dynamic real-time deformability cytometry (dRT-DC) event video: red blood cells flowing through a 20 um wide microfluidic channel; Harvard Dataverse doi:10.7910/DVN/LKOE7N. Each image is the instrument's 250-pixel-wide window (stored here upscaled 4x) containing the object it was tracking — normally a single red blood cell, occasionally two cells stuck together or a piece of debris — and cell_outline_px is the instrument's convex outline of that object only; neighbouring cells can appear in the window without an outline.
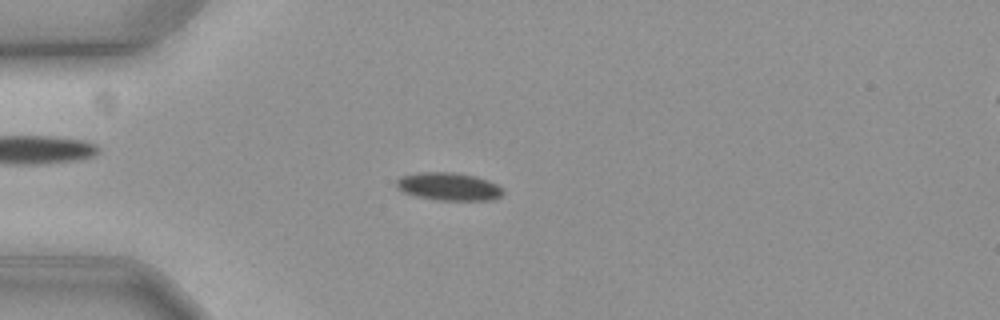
{"species": "common noctule bat (a hibernating species)", "species_latin": "Nyctalus noctula", "temperature_condition": "cold", "stored_images_in_passage": 58, "camera_frame_rate_fps": 3000, "um_per_image_px": 0.085, "animal": {"sex": "female", "body_mass_g": 19.3, "forearm_length_mm": 54.1}, "frame": {"image": 1, "passage_image": 16, "time_ms": 5.0, "image_size_px": [1000, 320], "cell_outline_px": [[504, 192], [500, 196], [488, 200], [436, 200], [416, 196], [404, 192], [396, 188], [396, 180], [400, 176], [420, 172], [452, 172], [476, 176], [488, 180], [496, 184]], "centroid_in_image_um": [38.09, 15.85], "position_along_channel_um": 46.9, "area_um2": 17.28}}
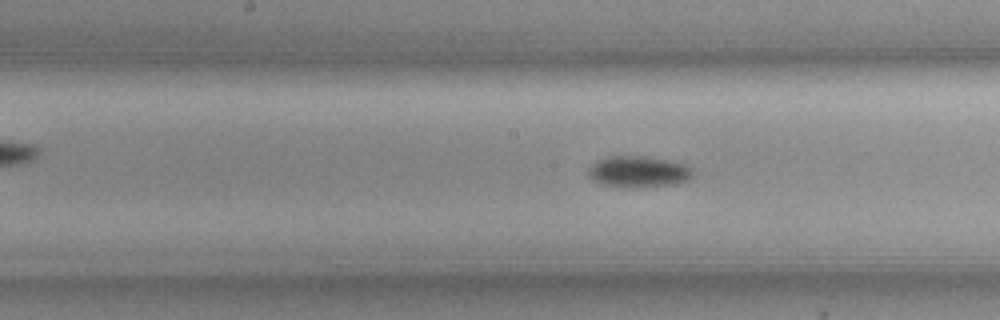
{"frame": {"image": 2, "passage_image": 30, "time_ms": 9.667, "image_size_px": [1000, 320], "cell_outline_px": [[696, 172], [688, 180], [676, 184], [636, 188], [624, 188], [600, 184], [592, 180], [588, 176], [588, 168], [596, 160], [608, 156], [644, 156], [668, 160], [684, 164], [692, 168]], "centroid_in_image_um": [54.25, 14.61], "position_along_channel_um": 193.9, "area_um2": 19.54}}
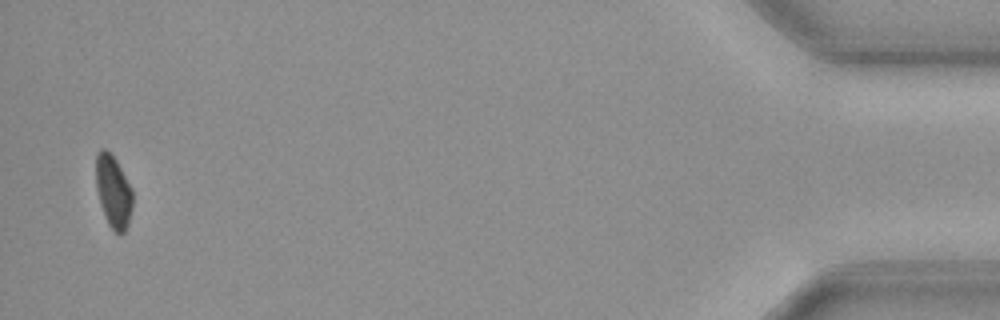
{"frame": {"image": 3, "passage_image": 57, "time_ms": 18.667, "image_size_px": [1000, 320], "cell_outline_px": [[132, 208], [128, 224], [124, 232], [120, 236], [108, 224], [104, 216], [100, 204], [96, 188], [96, 156], [100, 148], [104, 148], [116, 160], [132, 188]], "centroid_in_image_um": [9.63, 16.3], "position_along_channel_um": 425.6, "area_um2": 15.49}, "authors_computed_cell_mechanics": {"area_um2": 16.7909, "velocity_mm_per_s": 3.5737, "shape_relaxation_time_tau1_ms": 3.2742, "shape_relaxation_time_tau2_ms": null, "deformation_change_tau1": 0.099, "deformation_change_tau2": null}}